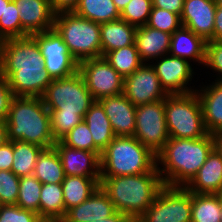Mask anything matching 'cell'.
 Instances as JSON below:
<instances>
[{
  "label": "cell",
  "mask_w": 222,
  "mask_h": 222,
  "mask_svg": "<svg viewBox=\"0 0 222 222\" xmlns=\"http://www.w3.org/2000/svg\"><path fill=\"white\" fill-rule=\"evenodd\" d=\"M0 73L17 97H41L53 81L33 35L1 41Z\"/></svg>",
  "instance_id": "obj_1"
},
{
  "label": "cell",
  "mask_w": 222,
  "mask_h": 222,
  "mask_svg": "<svg viewBox=\"0 0 222 222\" xmlns=\"http://www.w3.org/2000/svg\"><path fill=\"white\" fill-rule=\"evenodd\" d=\"M213 148V135L210 133L197 139L170 137L156 155L157 169L163 184L186 187L206 162ZM159 164L164 168L160 169Z\"/></svg>",
  "instance_id": "obj_2"
},
{
  "label": "cell",
  "mask_w": 222,
  "mask_h": 222,
  "mask_svg": "<svg viewBox=\"0 0 222 222\" xmlns=\"http://www.w3.org/2000/svg\"><path fill=\"white\" fill-rule=\"evenodd\" d=\"M164 186L157 167L148 173L100 177V187L116 211L128 218L141 217Z\"/></svg>",
  "instance_id": "obj_3"
},
{
  "label": "cell",
  "mask_w": 222,
  "mask_h": 222,
  "mask_svg": "<svg viewBox=\"0 0 222 222\" xmlns=\"http://www.w3.org/2000/svg\"><path fill=\"white\" fill-rule=\"evenodd\" d=\"M7 125V141L20 140L44 149L54 147L50 113L41 97H17L11 100Z\"/></svg>",
  "instance_id": "obj_4"
},
{
  "label": "cell",
  "mask_w": 222,
  "mask_h": 222,
  "mask_svg": "<svg viewBox=\"0 0 222 222\" xmlns=\"http://www.w3.org/2000/svg\"><path fill=\"white\" fill-rule=\"evenodd\" d=\"M156 167V155L133 136H115L100 156V177L138 175Z\"/></svg>",
  "instance_id": "obj_5"
},
{
  "label": "cell",
  "mask_w": 222,
  "mask_h": 222,
  "mask_svg": "<svg viewBox=\"0 0 222 222\" xmlns=\"http://www.w3.org/2000/svg\"><path fill=\"white\" fill-rule=\"evenodd\" d=\"M53 28L78 63L102 57L100 23L80 17L74 12H63L55 14Z\"/></svg>",
  "instance_id": "obj_6"
},
{
  "label": "cell",
  "mask_w": 222,
  "mask_h": 222,
  "mask_svg": "<svg viewBox=\"0 0 222 222\" xmlns=\"http://www.w3.org/2000/svg\"><path fill=\"white\" fill-rule=\"evenodd\" d=\"M165 120L169 137L197 139L208 134L196 91L168 94L165 98Z\"/></svg>",
  "instance_id": "obj_7"
},
{
  "label": "cell",
  "mask_w": 222,
  "mask_h": 222,
  "mask_svg": "<svg viewBox=\"0 0 222 222\" xmlns=\"http://www.w3.org/2000/svg\"><path fill=\"white\" fill-rule=\"evenodd\" d=\"M41 98L49 112L81 114L83 117L95 102L79 71L53 79Z\"/></svg>",
  "instance_id": "obj_8"
},
{
  "label": "cell",
  "mask_w": 222,
  "mask_h": 222,
  "mask_svg": "<svg viewBox=\"0 0 222 222\" xmlns=\"http://www.w3.org/2000/svg\"><path fill=\"white\" fill-rule=\"evenodd\" d=\"M192 193L186 187L164 185L141 216L145 222H191Z\"/></svg>",
  "instance_id": "obj_9"
},
{
  "label": "cell",
  "mask_w": 222,
  "mask_h": 222,
  "mask_svg": "<svg viewBox=\"0 0 222 222\" xmlns=\"http://www.w3.org/2000/svg\"><path fill=\"white\" fill-rule=\"evenodd\" d=\"M157 155L168 141L165 99L136 107L134 136Z\"/></svg>",
  "instance_id": "obj_10"
},
{
  "label": "cell",
  "mask_w": 222,
  "mask_h": 222,
  "mask_svg": "<svg viewBox=\"0 0 222 222\" xmlns=\"http://www.w3.org/2000/svg\"><path fill=\"white\" fill-rule=\"evenodd\" d=\"M78 71L95 101L123 93L124 77L104 57L79 62Z\"/></svg>",
  "instance_id": "obj_11"
},
{
  "label": "cell",
  "mask_w": 222,
  "mask_h": 222,
  "mask_svg": "<svg viewBox=\"0 0 222 222\" xmlns=\"http://www.w3.org/2000/svg\"><path fill=\"white\" fill-rule=\"evenodd\" d=\"M33 36L39 44L45 69L53 79L67 77L78 71V62L54 28Z\"/></svg>",
  "instance_id": "obj_12"
},
{
  "label": "cell",
  "mask_w": 222,
  "mask_h": 222,
  "mask_svg": "<svg viewBox=\"0 0 222 222\" xmlns=\"http://www.w3.org/2000/svg\"><path fill=\"white\" fill-rule=\"evenodd\" d=\"M123 94L135 107L165 99L167 93L152 65L143 63L135 72L124 78Z\"/></svg>",
  "instance_id": "obj_13"
},
{
  "label": "cell",
  "mask_w": 222,
  "mask_h": 222,
  "mask_svg": "<svg viewBox=\"0 0 222 222\" xmlns=\"http://www.w3.org/2000/svg\"><path fill=\"white\" fill-rule=\"evenodd\" d=\"M158 64L152 65L160 80L161 87L167 94H185L193 92L187 86L192 79L193 70L187 59L164 55Z\"/></svg>",
  "instance_id": "obj_14"
},
{
  "label": "cell",
  "mask_w": 222,
  "mask_h": 222,
  "mask_svg": "<svg viewBox=\"0 0 222 222\" xmlns=\"http://www.w3.org/2000/svg\"><path fill=\"white\" fill-rule=\"evenodd\" d=\"M216 0H185L181 22L206 42L213 41Z\"/></svg>",
  "instance_id": "obj_15"
},
{
  "label": "cell",
  "mask_w": 222,
  "mask_h": 222,
  "mask_svg": "<svg viewBox=\"0 0 222 222\" xmlns=\"http://www.w3.org/2000/svg\"><path fill=\"white\" fill-rule=\"evenodd\" d=\"M55 149L60 157L65 176L93 177L100 183V156L96 152L73 149L56 141Z\"/></svg>",
  "instance_id": "obj_16"
},
{
  "label": "cell",
  "mask_w": 222,
  "mask_h": 222,
  "mask_svg": "<svg viewBox=\"0 0 222 222\" xmlns=\"http://www.w3.org/2000/svg\"><path fill=\"white\" fill-rule=\"evenodd\" d=\"M19 11L22 28L29 34L53 29L55 13L50 0H13Z\"/></svg>",
  "instance_id": "obj_17"
},
{
  "label": "cell",
  "mask_w": 222,
  "mask_h": 222,
  "mask_svg": "<svg viewBox=\"0 0 222 222\" xmlns=\"http://www.w3.org/2000/svg\"><path fill=\"white\" fill-rule=\"evenodd\" d=\"M115 136H134L136 107L122 93L99 100Z\"/></svg>",
  "instance_id": "obj_18"
},
{
  "label": "cell",
  "mask_w": 222,
  "mask_h": 222,
  "mask_svg": "<svg viewBox=\"0 0 222 222\" xmlns=\"http://www.w3.org/2000/svg\"><path fill=\"white\" fill-rule=\"evenodd\" d=\"M116 212L110 198L99 186L86 201L69 209L62 222H90L110 217Z\"/></svg>",
  "instance_id": "obj_19"
},
{
  "label": "cell",
  "mask_w": 222,
  "mask_h": 222,
  "mask_svg": "<svg viewBox=\"0 0 222 222\" xmlns=\"http://www.w3.org/2000/svg\"><path fill=\"white\" fill-rule=\"evenodd\" d=\"M186 188L195 194L222 193V159L215 148Z\"/></svg>",
  "instance_id": "obj_20"
},
{
  "label": "cell",
  "mask_w": 222,
  "mask_h": 222,
  "mask_svg": "<svg viewBox=\"0 0 222 222\" xmlns=\"http://www.w3.org/2000/svg\"><path fill=\"white\" fill-rule=\"evenodd\" d=\"M171 34L151 28L147 25L137 27L135 44L141 60L148 62L149 59L169 54Z\"/></svg>",
  "instance_id": "obj_21"
},
{
  "label": "cell",
  "mask_w": 222,
  "mask_h": 222,
  "mask_svg": "<svg viewBox=\"0 0 222 222\" xmlns=\"http://www.w3.org/2000/svg\"><path fill=\"white\" fill-rule=\"evenodd\" d=\"M215 81L204 90H195L200 100L205 128L210 134L222 130V81Z\"/></svg>",
  "instance_id": "obj_22"
},
{
  "label": "cell",
  "mask_w": 222,
  "mask_h": 222,
  "mask_svg": "<svg viewBox=\"0 0 222 222\" xmlns=\"http://www.w3.org/2000/svg\"><path fill=\"white\" fill-rule=\"evenodd\" d=\"M206 43L202 37L182 26L171 35L169 54L183 59H193L204 64Z\"/></svg>",
  "instance_id": "obj_23"
},
{
  "label": "cell",
  "mask_w": 222,
  "mask_h": 222,
  "mask_svg": "<svg viewBox=\"0 0 222 222\" xmlns=\"http://www.w3.org/2000/svg\"><path fill=\"white\" fill-rule=\"evenodd\" d=\"M137 27L119 19L100 24L102 57L113 50L135 44Z\"/></svg>",
  "instance_id": "obj_24"
},
{
  "label": "cell",
  "mask_w": 222,
  "mask_h": 222,
  "mask_svg": "<svg viewBox=\"0 0 222 222\" xmlns=\"http://www.w3.org/2000/svg\"><path fill=\"white\" fill-rule=\"evenodd\" d=\"M83 120L92 134L94 145L102 152L115 138L111 123L102 104L99 101H95L85 113Z\"/></svg>",
  "instance_id": "obj_25"
},
{
  "label": "cell",
  "mask_w": 222,
  "mask_h": 222,
  "mask_svg": "<svg viewBox=\"0 0 222 222\" xmlns=\"http://www.w3.org/2000/svg\"><path fill=\"white\" fill-rule=\"evenodd\" d=\"M62 184L63 199L66 212L86 201L100 186L93 177L65 176Z\"/></svg>",
  "instance_id": "obj_26"
},
{
  "label": "cell",
  "mask_w": 222,
  "mask_h": 222,
  "mask_svg": "<svg viewBox=\"0 0 222 222\" xmlns=\"http://www.w3.org/2000/svg\"><path fill=\"white\" fill-rule=\"evenodd\" d=\"M65 205L61 183L42 184L40 191V218L48 221H62Z\"/></svg>",
  "instance_id": "obj_27"
},
{
  "label": "cell",
  "mask_w": 222,
  "mask_h": 222,
  "mask_svg": "<svg viewBox=\"0 0 222 222\" xmlns=\"http://www.w3.org/2000/svg\"><path fill=\"white\" fill-rule=\"evenodd\" d=\"M33 175L42 183H62L64 169L55 147L46 148L38 155Z\"/></svg>",
  "instance_id": "obj_28"
},
{
  "label": "cell",
  "mask_w": 222,
  "mask_h": 222,
  "mask_svg": "<svg viewBox=\"0 0 222 222\" xmlns=\"http://www.w3.org/2000/svg\"><path fill=\"white\" fill-rule=\"evenodd\" d=\"M43 149L36 144L14 140L11 171L17 177L33 175L38 155Z\"/></svg>",
  "instance_id": "obj_29"
},
{
  "label": "cell",
  "mask_w": 222,
  "mask_h": 222,
  "mask_svg": "<svg viewBox=\"0 0 222 222\" xmlns=\"http://www.w3.org/2000/svg\"><path fill=\"white\" fill-rule=\"evenodd\" d=\"M74 13L100 24L120 19V12L112 0H80Z\"/></svg>",
  "instance_id": "obj_30"
},
{
  "label": "cell",
  "mask_w": 222,
  "mask_h": 222,
  "mask_svg": "<svg viewBox=\"0 0 222 222\" xmlns=\"http://www.w3.org/2000/svg\"><path fill=\"white\" fill-rule=\"evenodd\" d=\"M221 194L192 193L191 222H220Z\"/></svg>",
  "instance_id": "obj_31"
},
{
  "label": "cell",
  "mask_w": 222,
  "mask_h": 222,
  "mask_svg": "<svg viewBox=\"0 0 222 222\" xmlns=\"http://www.w3.org/2000/svg\"><path fill=\"white\" fill-rule=\"evenodd\" d=\"M103 57L124 78L143 64L136 44L110 51Z\"/></svg>",
  "instance_id": "obj_32"
},
{
  "label": "cell",
  "mask_w": 222,
  "mask_h": 222,
  "mask_svg": "<svg viewBox=\"0 0 222 222\" xmlns=\"http://www.w3.org/2000/svg\"><path fill=\"white\" fill-rule=\"evenodd\" d=\"M42 183L34 176H23L19 180L17 206L31 210L40 216V191Z\"/></svg>",
  "instance_id": "obj_33"
},
{
  "label": "cell",
  "mask_w": 222,
  "mask_h": 222,
  "mask_svg": "<svg viewBox=\"0 0 222 222\" xmlns=\"http://www.w3.org/2000/svg\"><path fill=\"white\" fill-rule=\"evenodd\" d=\"M29 34L22 28L19 11L12 0L0 17V40L25 37Z\"/></svg>",
  "instance_id": "obj_34"
},
{
  "label": "cell",
  "mask_w": 222,
  "mask_h": 222,
  "mask_svg": "<svg viewBox=\"0 0 222 222\" xmlns=\"http://www.w3.org/2000/svg\"><path fill=\"white\" fill-rule=\"evenodd\" d=\"M60 141L67 147L73 149L96 152L99 156H101L102 153L94 145L92 134L84 120L71 129Z\"/></svg>",
  "instance_id": "obj_35"
},
{
  "label": "cell",
  "mask_w": 222,
  "mask_h": 222,
  "mask_svg": "<svg viewBox=\"0 0 222 222\" xmlns=\"http://www.w3.org/2000/svg\"><path fill=\"white\" fill-rule=\"evenodd\" d=\"M152 0H130L120 12V19L140 27L147 24L152 11Z\"/></svg>",
  "instance_id": "obj_36"
},
{
  "label": "cell",
  "mask_w": 222,
  "mask_h": 222,
  "mask_svg": "<svg viewBox=\"0 0 222 222\" xmlns=\"http://www.w3.org/2000/svg\"><path fill=\"white\" fill-rule=\"evenodd\" d=\"M146 25L171 35L183 26L180 15L157 7L152 8Z\"/></svg>",
  "instance_id": "obj_37"
},
{
  "label": "cell",
  "mask_w": 222,
  "mask_h": 222,
  "mask_svg": "<svg viewBox=\"0 0 222 222\" xmlns=\"http://www.w3.org/2000/svg\"><path fill=\"white\" fill-rule=\"evenodd\" d=\"M51 132L55 141H60L71 129L83 121L81 114L49 112Z\"/></svg>",
  "instance_id": "obj_38"
},
{
  "label": "cell",
  "mask_w": 222,
  "mask_h": 222,
  "mask_svg": "<svg viewBox=\"0 0 222 222\" xmlns=\"http://www.w3.org/2000/svg\"><path fill=\"white\" fill-rule=\"evenodd\" d=\"M19 180L12 171L0 170V200L3 205H16Z\"/></svg>",
  "instance_id": "obj_39"
},
{
  "label": "cell",
  "mask_w": 222,
  "mask_h": 222,
  "mask_svg": "<svg viewBox=\"0 0 222 222\" xmlns=\"http://www.w3.org/2000/svg\"><path fill=\"white\" fill-rule=\"evenodd\" d=\"M0 222H42V219L34 211L8 204L0 208Z\"/></svg>",
  "instance_id": "obj_40"
},
{
  "label": "cell",
  "mask_w": 222,
  "mask_h": 222,
  "mask_svg": "<svg viewBox=\"0 0 222 222\" xmlns=\"http://www.w3.org/2000/svg\"><path fill=\"white\" fill-rule=\"evenodd\" d=\"M204 65L222 75V41H207ZM218 80L222 81V76Z\"/></svg>",
  "instance_id": "obj_41"
},
{
  "label": "cell",
  "mask_w": 222,
  "mask_h": 222,
  "mask_svg": "<svg viewBox=\"0 0 222 222\" xmlns=\"http://www.w3.org/2000/svg\"><path fill=\"white\" fill-rule=\"evenodd\" d=\"M7 79L0 73V121L6 122L9 106L13 98Z\"/></svg>",
  "instance_id": "obj_42"
},
{
  "label": "cell",
  "mask_w": 222,
  "mask_h": 222,
  "mask_svg": "<svg viewBox=\"0 0 222 222\" xmlns=\"http://www.w3.org/2000/svg\"><path fill=\"white\" fill-rule=\"evenodd\" d=\"M13 163V141H6L0 146V170L11 171Z\"/></svg>",
  "instance_id": "obj_43"
},
{
  "label": "cell",
  "mask_w": 222,
  "mask_h": 222,
  "mask_svg": "<svg viewBox=\"0 0 222 222\" xmlns=\"http://www.w3.org/2000/svg\"><path fill=\"white\" fill-rule=\"evenodd\" d=\"M185 0H152L153 7L168 10L181 16Z\"/></svg>",
  "instance_id": "obj_44"
},
{
  "label": "cell",
  "mask_w": 222,
  "mask_h": 222,
  "mask_svg": "<svg viewBox=\"0 0 222 222\" xmlns=\"http://www.w3.org/2000/svg\"><path fill=\"white\" fill-rule=\"evenodd\" d=\"M80 0H50V5L55 14L74 12Z\"/></svg>",
  "instance_id": "obj_45"
},
{
  "label": "cell",
  "mask_w": 222,
  "mask_h": 222,
  "mask_svg": "<svg viewBox=\"0 0 222 222\" xmlns=\"http://www.w3.org/2000/svg\"><path fill=\"white\" fill-rule=\"evenodd\" d=\"M213 40L222 41V8L216 7Z\"/></svg>",
  "instance_id": "obj_46"
},
{
  "label": "cell",
  "mask_w": 222,
  "mask_h": 222,
  "mask_svg": "<svg viewBox=\"0 0 222 222\" xmlns=\"http://www.w3.org/2000/svg\"><path fill=\"white\" fill-rule=\"evenodd\" d=\"M128 219V217L121 213V212H116L115 214H113L110 217H106V218H100L98 220H92L90 222H126V220Z\"/></svg>",
  "instance_id": "obj_47"
},
{
  "label": "cell",
  "mask_w": 222,
  "mask_h": 222,
  "mask_svg": "<svg viewBox=\"0 0 222 222\" xmlns=\"http://www.w3.org/2000/svg\"><path fill=\"white\" fill-rule=\"evenodd\" d=\"M213 135L214 148L220 154L222 159V130L215 132Z\"/></svg>",
  "instance_id": "obj_48"
},
{
  "label": "cell",
  "mask_w": 222,
  "mask_h": 222,
  "mask_svg": "<svg viewBox=\"0 0 222 222\" xmlns=\"http://www.w3.org/2000/svg\"><path fill=\"white\" fill-rule=\"evenodd\" d=\"M7 141V125L6 122L0 121V146Z\"/></svg>",
  "instance_id": "obj_49"
},
{
  "label": "cell",
  "mask_w": 222,
  "mask_h": 222,
  "mask_svg": "<svg viewBox=\"0 0 222 222\" xmlns=\"http://www.w3.org/2000/svg\"><path fill=\"white\" fill-rule=\"evenodd\" d=\"M116 8L121 12L123 8L130 2V0H112Z\"/></svg>",
  "instance_id": "obj_50"
},
{
  "label": "cell",
  "mask_w": 222,
  "mask_h": 222,
  "mask_svg": "<svg viewBox=\"0 0 222 222\" xmlns=\"http://www.w3.org/2000/svg\"><path fill=\"white\" fill-rule=\"evenodd\" d=\"M12 0H0V17L5 11V6H7Z\"/></svg>",
  "instance_id": "obj_51"
},
{
  "label": "cell",
  "mask_w": 222,
  "mask_h": 222,
  "mask_svg": "<svg viewBox=\"0 0 222 222\" xmlns=\"http://www.w3.org/2000/svg\"><path fill=\"white\" fill-rule=\"evenodd\" d=\"M126 222H145L141 217L128 218Z\"/></svg>",
  "instance_id": "obj_52"
},
{
  "label": "cell",
  "mask_w": 222,
  "mask_h": 222,
  "mask_svg": "<svg viewBox=\"0 0 222 222\" xmlns=\"http://www.w3.org/2000/svg\"><path fill=\"white\" fill-rule=\"evenodd\" d=\"M216 5L222 8V0H216Z\"/></svg>",
  "instance_id": "obj_53"
},
{
  "label": "cell",
  "mask_w": 222,
  "mask_h": 222,
  "mask_svg": "<svg viewBox=\"0 0 222 222\" xmlns=\"http://www.w3.org/2000/svg\"><path fill=\"white\" fill-rule=\"evenodd\" d=\"M220 222H222V193H221V218H220Z\"/></svg>",
  "instance_id": "obj_54"
},
{
  "label": "cell",
  "mask_w": 222,
  "mask_h": 222,
  "mask_svg": "<svg viewBox=\"0 0 222 222\" xmlns=\"http://www.w3.org/2000/svg\"><path fill=\"white\" fill-rule=\"evenodd\" d=\"M42 222H62V221H48V220H42Z\"/></svg>",
  "instance_id": "obj_55"
}]
</instances>
